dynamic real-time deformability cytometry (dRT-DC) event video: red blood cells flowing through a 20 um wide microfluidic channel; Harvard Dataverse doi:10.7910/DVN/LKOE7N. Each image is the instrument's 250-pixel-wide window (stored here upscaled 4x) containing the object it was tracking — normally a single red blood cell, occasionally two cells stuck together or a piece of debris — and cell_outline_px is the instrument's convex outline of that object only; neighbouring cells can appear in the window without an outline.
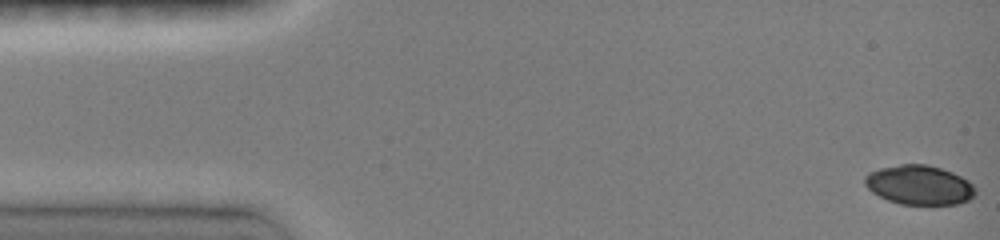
{"species": "common noctule bat (a hibernating species)", "species_latin": "Nyctalus noctula", "temperature_condition": "room temperature", "stored_images_in_passage": 7, "camera_frame_rate_fps": 3000, "um_per_image_px": 0.085, "animal": {"sex": "female", "body_mass_g": 19.0, "forearm_length_mm": 51.5}, "frame": {"image": 1, "passage_image": 1, "time_ms": 0.0, "image_size_px": [1000, 240], "cell_outline_px": [[976, 196], [968, 200], [956, 204], [900, 204], [888, 200], [872, 192], [864, 184], [864, 176], [868, 172], [880, 168], [900, 164], [928, 164], [952, 172], [968, 180], [976, 188]], "centroid_in_image_um": [78.14, 15.72], "position_along_channel_um": 6.9, "area_um2": 25.49}}
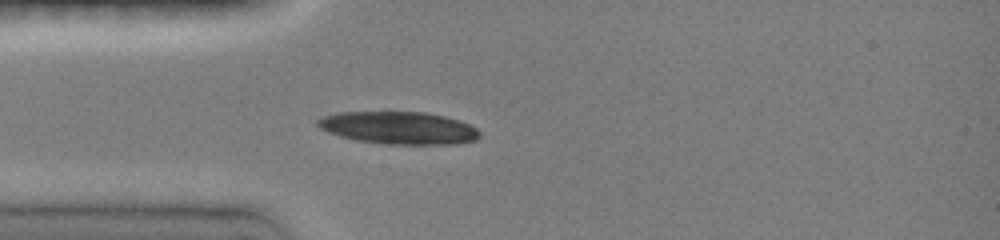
{"frame": {"image": 2, "passage_image": 6, "time_ms": 4.0, "image_size_px": [1000, 240], "cell_outline_px": [[480, 136], [476, 140], [452, 144], [380, 144], [356, 140], [340, 136], [328, 132], [320, 128], [316, 124], [316, 120], [324, 116], [336, 112], [424, 112], [444, 116], [468, 124], [476, 128], [480, 132]], "centroid_in_image_um": [33.86, 10.87], "position_along_channel_um": 51.1, "area_um2": 30.63}}